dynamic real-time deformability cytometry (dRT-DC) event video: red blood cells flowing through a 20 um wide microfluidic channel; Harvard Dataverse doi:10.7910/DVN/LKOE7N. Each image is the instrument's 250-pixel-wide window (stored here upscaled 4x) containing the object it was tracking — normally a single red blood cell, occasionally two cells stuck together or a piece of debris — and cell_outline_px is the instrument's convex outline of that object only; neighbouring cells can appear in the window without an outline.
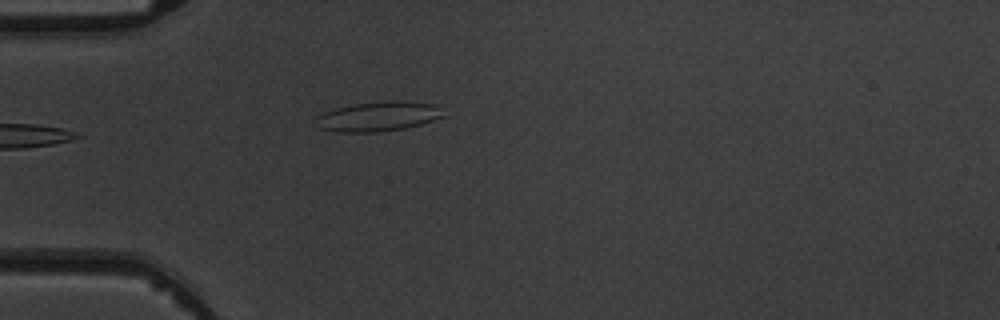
{"species": "common noctule bat (a hibernating species)", "species_latin": "Nyctalus noctula", "temperature_condition": "warm", "stored_images_in_passage": 1, "camera_frame_rate_fps": 3000, "um_per_image_px": 0.085, "animal": {"sex": "male", "body_mass_g": 19.5, "forearm_length_mm": 54.6}, "frame": {"image": 1, "passage_image": 1, "time_ms": 0.0, "image_size_px": [1000, 320], "cell_outline_px": [[448, 116], [420, 124], [404, 128], [380, 132], [336, 132], [320, 128], [312, 120], [316, 116], [324, 112], [336, 108], [356, 104], [436, 104]], "centroid_in_image_um": [32.08, 9.97], "position_along_channel_um": 52.9, "area_um2": 21.04}}